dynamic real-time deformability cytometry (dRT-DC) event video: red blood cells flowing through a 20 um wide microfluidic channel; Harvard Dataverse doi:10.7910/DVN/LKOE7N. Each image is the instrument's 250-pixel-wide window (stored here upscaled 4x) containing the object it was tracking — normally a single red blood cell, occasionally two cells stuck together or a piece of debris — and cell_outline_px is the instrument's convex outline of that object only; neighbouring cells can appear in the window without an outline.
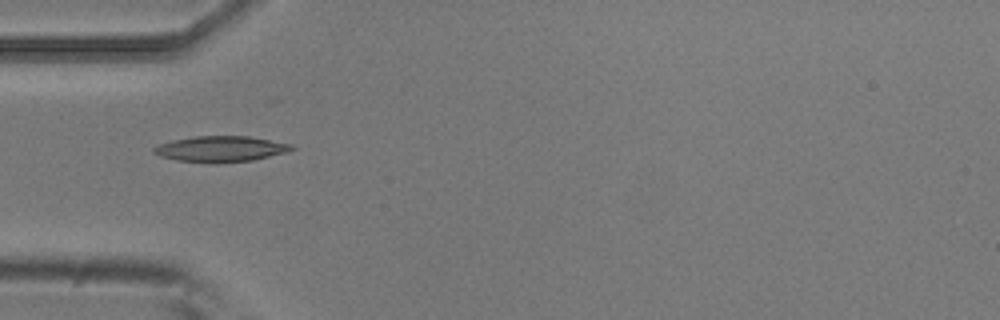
{"species": "common noctule bat (a hibernating species)", "species_latin": "Nyctalus noctula", "temperature_condition": "room temperature", "stored_images_in_passage": 8, "camera_frame_rate_fps": 3000, "um_per_image_px": 0.085, "animal": {"sex": "male", "body_mass_g": 20.5, "forearm_length_mm": 52.5}, "frame": {"image": 1, "passage_image": 1, "time_ms": 0.0, "image_size_px": [1000, 320], "cell_outline_px": [[296, 148], [288, 152], [252, 160], [220, 164], [212, 164], [176, 160], [160, 156], [152, 152], [152, 148], [160, 144], [192, 136], [248, 136], [292, 144]], "centroid_in_image_um": [18.77, 12.68], "position_along_channel_um": 66.2, "area_um2": 20.92}}
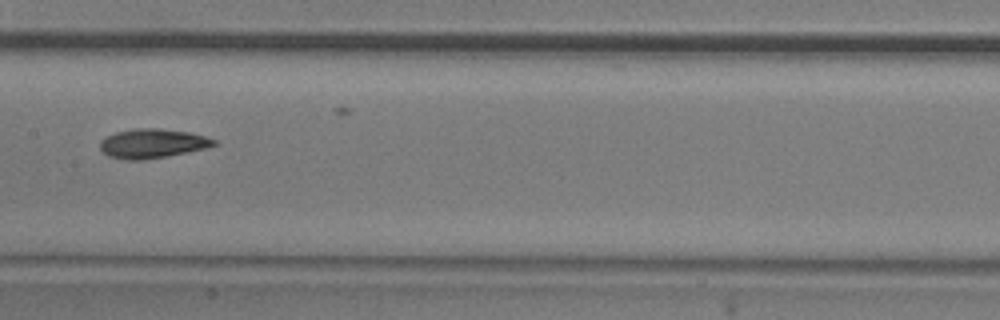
{"frame": {"image": 2, "passage_image": 4, "time_ms": 1.0, "image_size_px": [1000, 320], "cell_outline_px": [[216, 144], [204, 148], [188, 152], [168, 156], [144, 160], [124, 160], [108, 156], [100, 148], [100, 140], [104, 136], [116, 132], [136, 128], [160, 128], [188, 132], [204, 136], [216, 140]], "centroid_in_image_um": [12.9, 12.2], "position_along_channel_um": 194.5, "area_um2": 19.48}}
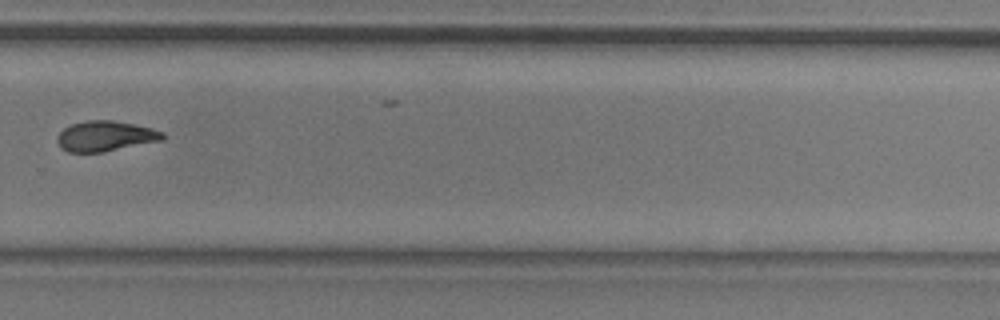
{"frame": {"image": 3, "passage_image": 7, "time_ms": 2.0, "image_size_px": [1000, 320], "cell_outline_px": [[164, 140], [100, 152], [68, 152], [60, 148], [56, 140], [56, 136], [64, 128], [72, 124], [84, 120], [112, 120], [152, 128], [164, 132]], "centroid_in_image_um": [8.93, 11.56], "position_along_channel_um": 320.9, "area_um2": 18.61}}